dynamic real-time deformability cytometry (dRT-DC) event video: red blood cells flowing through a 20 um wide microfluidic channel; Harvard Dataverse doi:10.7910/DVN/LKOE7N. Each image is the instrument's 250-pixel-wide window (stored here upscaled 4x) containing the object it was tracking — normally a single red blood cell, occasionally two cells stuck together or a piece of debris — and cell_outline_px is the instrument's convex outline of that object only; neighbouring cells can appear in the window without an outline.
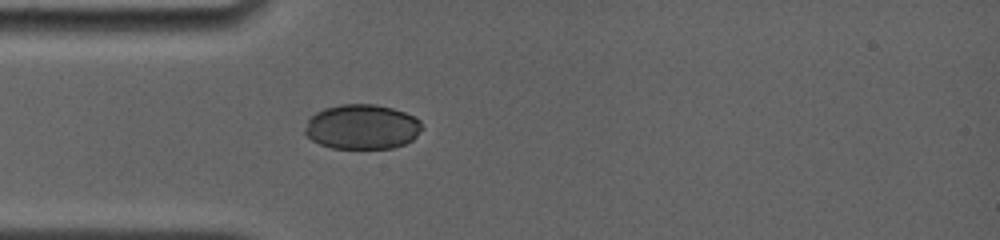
{"species": "common noctule bat (a hibernating species)", "species_latin": "Nyctalus noctula", "temperature_condition": "room temperature", "stored_images_in_passage": 1, "camera_frame_rate_fps": 4000, "um_per_image_px": 0.085, "animal": {"sex": "female", "body_mass_g": 19.0, "forearm_length_mm": 56.7}, "frame": {"image": 1, "passage_image": 1, "time_ms": 0.0, "image_size_px": [1000, 240], "cell_outline_px": [[424, 128], [412, 140], [404, 144], [392, 148], [332, 148], [320, 144], [312, 140], [304, 132], [304, 128], [308, 120], [316, 112], [324, 108], [340, 104], [376, 104], [392, 108], [404, 112], [420, 120]], "centroid_in_image_um": [30.78, 10.78], "position_along_channel_um": 54.2, "area_um2": 30.63}}